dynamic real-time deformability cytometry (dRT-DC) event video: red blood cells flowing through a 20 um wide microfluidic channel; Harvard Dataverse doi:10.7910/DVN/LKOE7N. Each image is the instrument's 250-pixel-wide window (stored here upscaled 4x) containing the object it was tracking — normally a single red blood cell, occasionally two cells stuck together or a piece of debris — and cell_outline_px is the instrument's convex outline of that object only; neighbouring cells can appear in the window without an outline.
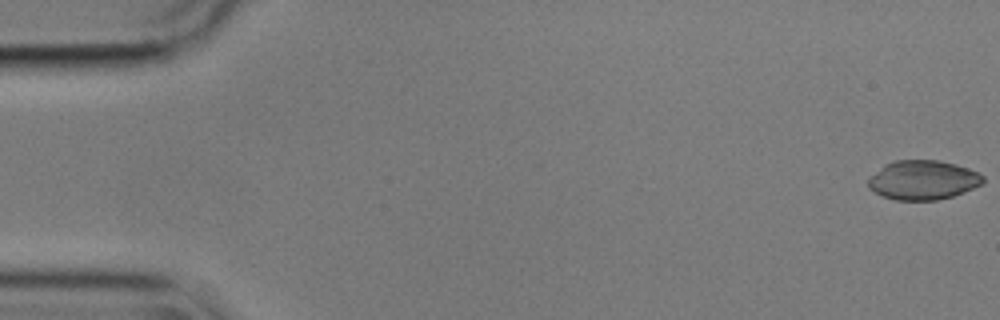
{"species": "common noctule bat (a hibernating species)", "species_latin": "Nyctalus noctula", "temperature_condition": "cold", "stored_images_in_passage": 7, "camera_frame_rate_fps": 3000, "um_per_image_px": 0.085, "animal": {"sex": "male", "body_mass_g": 17.9}, "frame": {"image": 1, "passage_image": 1, "time_ms": 0.0, "image_size_px": [1000, 320], "cell_outline_px": [[984, 180], [980, 184], [964, 192], [952, 196], [936, 200], [896, 200], [884, 196], [868, 188], [868, 176], [884, 164], [896, 160], [936, 160], [956, 164], [968, 168], [984, 176]], "centroid_in_image_um": [78.41, 15.29], "position_along_channel_um": 6.6, "area_um2": 26.24}}